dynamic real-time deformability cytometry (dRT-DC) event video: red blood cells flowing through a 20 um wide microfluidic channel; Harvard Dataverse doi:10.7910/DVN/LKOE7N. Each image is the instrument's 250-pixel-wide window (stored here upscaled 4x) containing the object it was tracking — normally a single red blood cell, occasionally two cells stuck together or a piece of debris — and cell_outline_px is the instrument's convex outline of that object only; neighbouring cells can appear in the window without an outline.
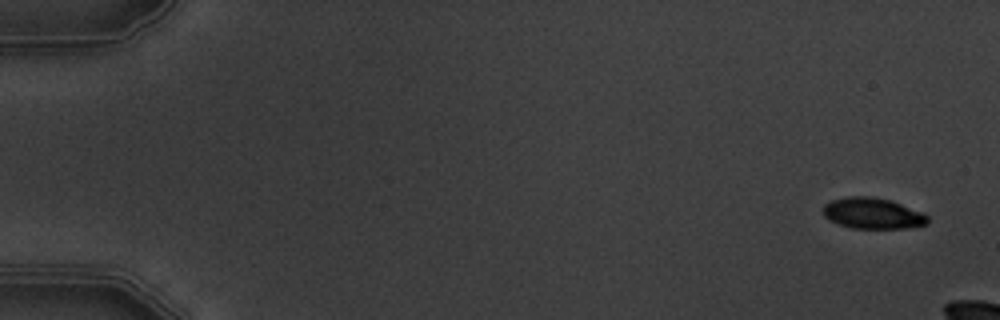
{"species": "common noctule bat (a hibernating species)", "species_latin": "Nyctalus noctula", "temperature_condition": "warm", "stored_images_in_passage": 3, "camera_frame_rate_fps": 3000, "um_per_image_px": 0.085, "animal": {"sex": "male", "body_mass_g": 19.5, "forearm_length_mm": 54.6}, "frame": {"image": 1, "passage_image": 1, "time_ms": 0.0, "image_size_px": [1000, 320], "cell_outline_px": [[928, 224], [908, 228], [852, 228], [828, 220], [824, 216], [824, 204], [832, 200], [848, 196], [868, 196], [892, 200], [924, 212], [928, 216]], "centroid_in_image_um": [74.21, 18.13], "position_along_channel_um": 10.8, "area_um2": 19.02}}